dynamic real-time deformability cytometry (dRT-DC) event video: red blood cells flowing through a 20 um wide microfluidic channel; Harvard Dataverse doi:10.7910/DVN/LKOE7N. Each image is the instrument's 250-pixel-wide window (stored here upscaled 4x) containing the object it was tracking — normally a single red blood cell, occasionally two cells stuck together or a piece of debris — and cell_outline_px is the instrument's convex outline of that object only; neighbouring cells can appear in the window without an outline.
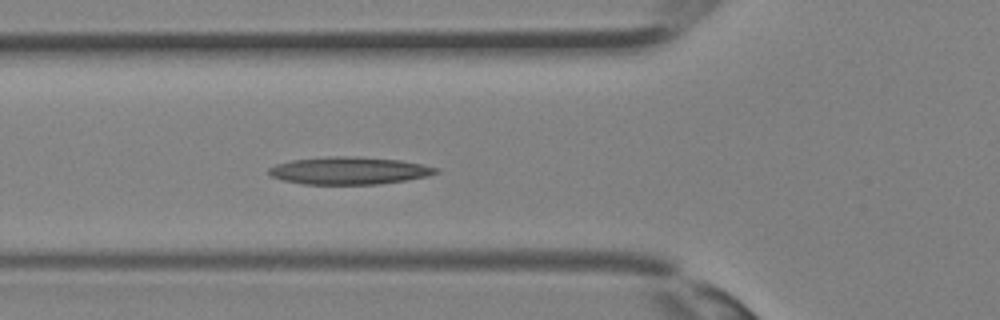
{"species": "Egyptian fruit bat (a non-hibernating species)", "species_latin": "Rousettus aegyptiacus", "temperature_condition": "room temperature", "stored_images_in_passage": 35, "camera_frame_rate_fps": 3000, "um_per_image_px": 0.085, "animal": {"sex": "female"}, "frame": {"image": 1, "passage_image": 12, "time_ms": 3.667, "image_size_px": [1000, 320], "cell_outline_px": [[440, 172], [428, 176], [408, 180], [380, 184], [304, 184], [284, 180], [272, 176], [268, 172], [268, 168], [276, 164], [292, 160], [328, 156], [352, 156], [400, 160], [440, 168]], "centroid_in_image_um": [29.71, 14.5], "position_along_channel_um": 96.1, "area_um2": 26.76}}
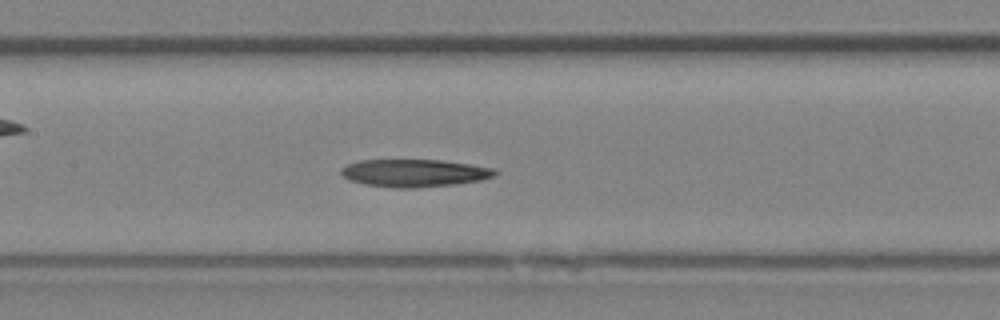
{"frame": {"image": 2, "passage_image": 16, "time_ms": 5.0, "image_size_px": [1000, 320], "cell_outline_px": [[500, 172], [496, 176], [480, 180], [456, 184], [416, 188], [392, 188], [368, 184], [348, 180], [340, 172], [340, 168], [344, 164], [360, 160], [440, 160], [496, 168]], "centroid_in_image_um": [35.23, 14.7], "position_along_channel_um": 172.2, "area_um2": 24.97}}
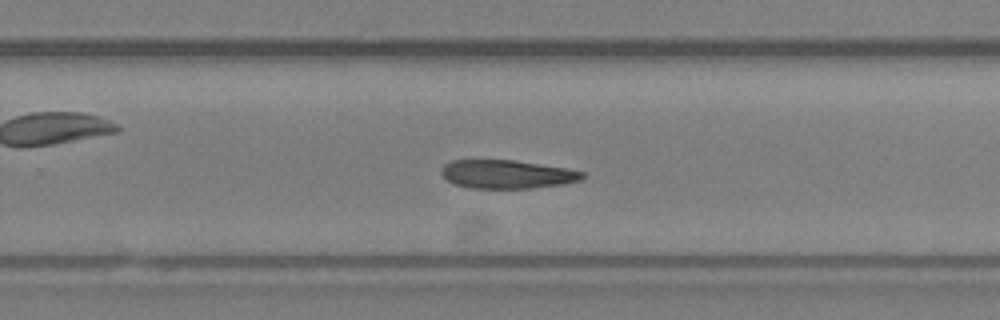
{"frame": {"image": 3, "passage_image": 22, "time_ms": 7.0, "image_size_px": [1000, 320], "cell_outline_px": [[584, 176], [580, 180], [564, 184], [536, 188], [472, 188], [456, 184], [448, 180], [440, 172], [444, 164], [452, 160], [516, 160], [564, 168], [584, 172]], "centroid_in_image_um": [43.1, 14.81], "position_along_channel_um": 286.7, "area_um2": 23.29}}